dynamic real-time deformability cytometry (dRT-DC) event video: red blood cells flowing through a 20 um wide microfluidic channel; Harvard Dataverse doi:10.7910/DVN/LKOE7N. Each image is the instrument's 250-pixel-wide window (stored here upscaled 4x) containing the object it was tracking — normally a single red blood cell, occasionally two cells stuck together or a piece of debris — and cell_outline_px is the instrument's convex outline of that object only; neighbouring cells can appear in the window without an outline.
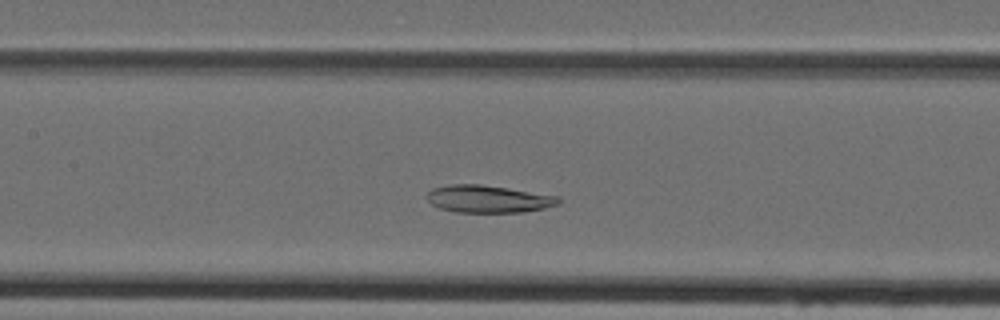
{"species": "Egyptian fruit bat (a non-hibernating species)", "species_latin": "Rousettus aegyptiacus", "temperature_condition": "cold", "stored_images_in_passage": 39, "camera_frame_rate_fps": 3000, "um_per_image_px": 0.085, "animal": {"sex": "female"}, "frame": {"image": 1, "passage_image": 14, "time_ms": 4.333, "image_size_px": [1000, 320], "cell_outline_px": [[560, 204], [544, 208], [520, 212], [456, 212], [440, 208], [432, 204], [424, 196], [432, 188], [448, 184], [480, 184], [508, 188], [560, 196]], "centroid_in_image_um": [41.49, 16.9], "position_along_channel_um": 165.9, "area_um2": 21.1}}
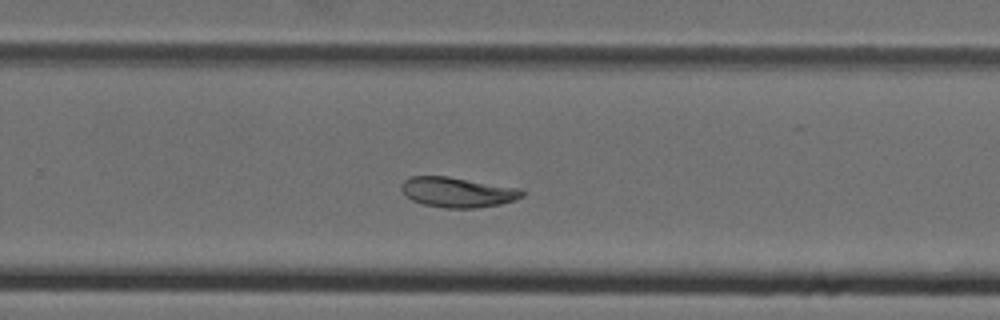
{"frame": {"image": 2, "passage_image": 23, "time_ms": 7.333, "image_size_px": [1000, 320], "cell_outline_px": [[524, 196], [516, 200], [500, 204], [476, 208], [444, 208], [424, 204], [412, 200], [400, 188], [400, 184], [404, 180], [412, 176], [448, 176], [520, 188], [524, 192]], "centroid_in_image_um": [38.91, 16.33], "position_along_channel_um": 290.9, "area_um2": 21.21}}
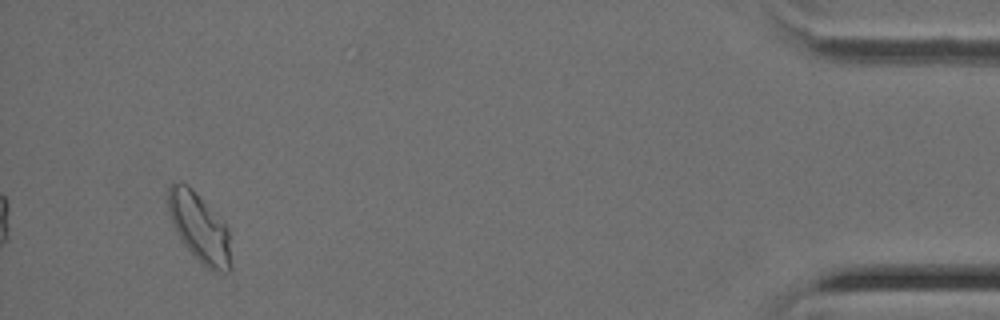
{"frame": {"image": 3, "passage_image": 37, "time_ms": 12.0, "image_size_px": [1000, 320], "cell_outline_px": [[232, 268], [228, 272], [220, 276], [212, 272], [200, 264], [180, 240], [172, 224], [168, 212], [168, 188], [172, 184], [180, 180], [192, 188], [224, 220], [228, 228], [232, 264]], "centroid_in_image_um": [16.99, 19.42], "position_along_channel_um": 418.2, "area_um2": 26.24}}